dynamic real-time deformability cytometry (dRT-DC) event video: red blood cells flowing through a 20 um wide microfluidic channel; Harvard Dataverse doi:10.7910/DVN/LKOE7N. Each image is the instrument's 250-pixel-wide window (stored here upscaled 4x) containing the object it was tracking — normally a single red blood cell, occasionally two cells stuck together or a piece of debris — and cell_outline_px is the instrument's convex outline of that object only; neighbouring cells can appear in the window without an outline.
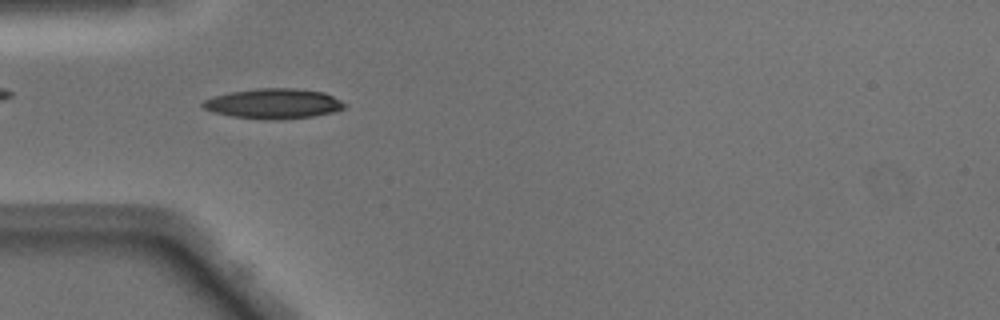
{"species": "Egyptian fruit bat (a non-hibernating species)", "species_latin": "Rousettus aegyptiacus", "temperature_condition": "warm", "stored_images_in_passage": 42, "camera_frame_rate_fps": 3000, "um_per_image_px": 0.085, "animal": {"sex": "male"}, "frame": {"image": 1, "passage_image": 8, "time_ms": 2.333, "image_size_px": [1000, 320], "cell_outline_px": [[344, 108], [332, 112], [312, 116], [276, 120], [264, 120], [232, 116], [212, 112], [204, 108], [200, 104], [204, 100], [216, 96], [232, 92], [260, 88], [292, 88], [324, 92], [340, 100], [344, 104]], "centroid_in_image_um": [23.23, 8.82], "position_along_channel_um": 61.8, "area_um2": 24.57}}
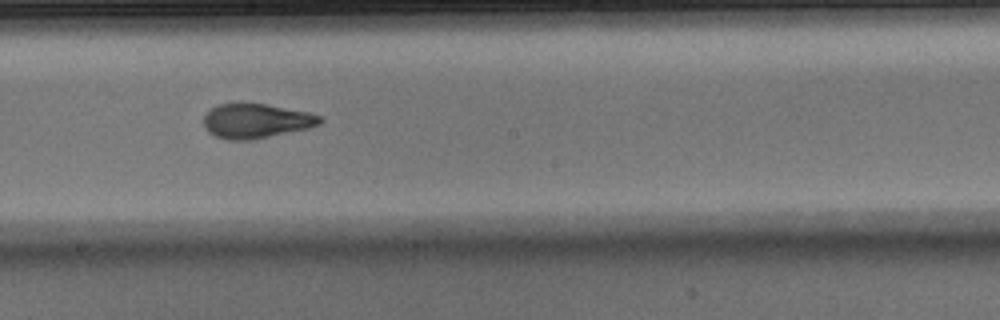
{"frame": {"image": 2, "passage_image": 20, "time_ms": 6.333, "image_size_px": [1000, 320], "cell_outline_px": [[324, 120], [320, 124], [308, 128], [252, 140], [228, 140], [216, 136], [208, 132], [204, 128], [204, 116], [212, 108], [220, 104], [240, 100], [244, 100], [268, 104], [308, 112], [320, 116]], "centroid_in_image_um": [21.74, 10.24], "position_along_channel_um": 226.5, "area_um2": 23.99}}
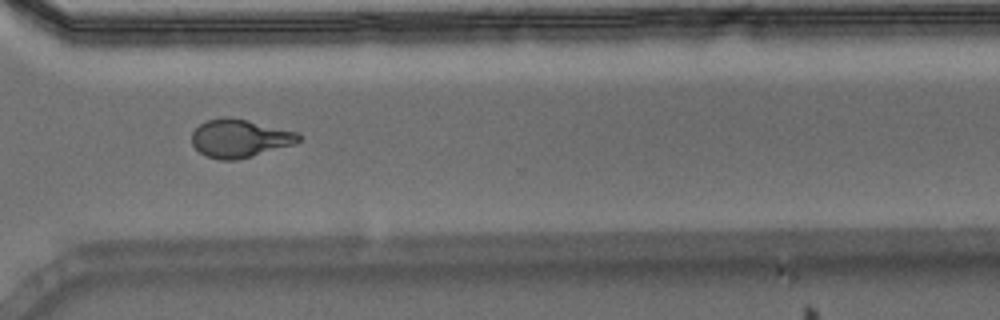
{"frame": {"image": 3, "passage_image": 29, "time_ms": 9.333, "image_size_px": [1000, 320], "cell_outline_px": [[304, 136], [300, 140], [292, 144], [252, 156], [236, 160], [220, 160], [208, 156], [200, 152], [192, 144], [192, 132], [200, 124], [208, 120], [224, 116], [228, 116], [300, 132]], "centroid_in_image_um": [20.39, 11.75], "position_along_channel_um": 350.2, "area_um2": 23.64}, "authors_computed_cell_mechanics": {"area_um2": 23.5824, "velocity_mm_per_s": 4.1402, "shape_relaxation_time_tau1_ms": 5.7021, "shape_relaxation_time_tau2_ms": 1.1505, "deformation_change_tau1": 0.2347, "deformation_change_tau2": 0.0742}}